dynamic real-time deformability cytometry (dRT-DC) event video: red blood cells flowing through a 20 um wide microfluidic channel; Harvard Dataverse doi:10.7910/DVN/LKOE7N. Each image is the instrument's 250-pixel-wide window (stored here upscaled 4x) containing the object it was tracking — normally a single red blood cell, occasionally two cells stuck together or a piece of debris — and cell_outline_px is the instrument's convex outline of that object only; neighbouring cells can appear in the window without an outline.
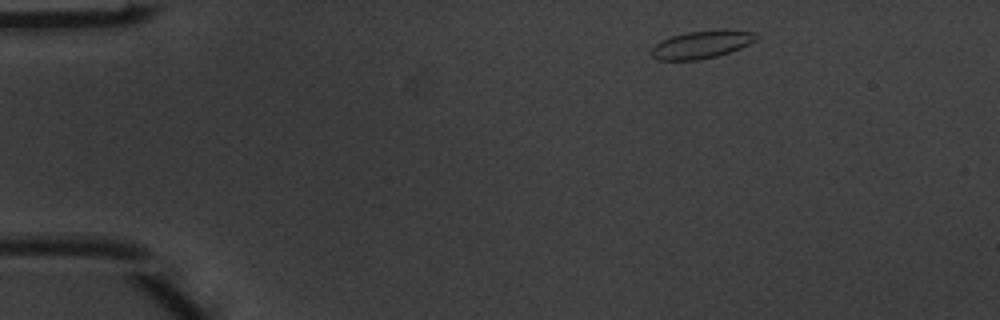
{"species": "common noctule bat (a hibernating species)", "species_latin": "Nyctalus noctula", "temperature_condition": "warm", "stored_images_in_passage": 3, "camera_frame_rate_fps": 3000, "um_per_image_px": 0.085, "animal": {"sex": "male", "body_mass_g": 20.1, "forearm_length_mm": 53.5}, "frame": {"image": 1, "passage_image": 1, "time_ms": 0.0, "image_size_px": [1000, 320], "cell_outline_px": [[760, 36], [756, 40], [740, 48], [716, 56], [700, 60], [656, 60], [648, 52], [656, 44], [672, 36], [688, 32], [756, 32]], "centroid_in_image_um": [59.56, 3.84], "position_along_channel_um": 25.4, "area_um2": 16.18}}